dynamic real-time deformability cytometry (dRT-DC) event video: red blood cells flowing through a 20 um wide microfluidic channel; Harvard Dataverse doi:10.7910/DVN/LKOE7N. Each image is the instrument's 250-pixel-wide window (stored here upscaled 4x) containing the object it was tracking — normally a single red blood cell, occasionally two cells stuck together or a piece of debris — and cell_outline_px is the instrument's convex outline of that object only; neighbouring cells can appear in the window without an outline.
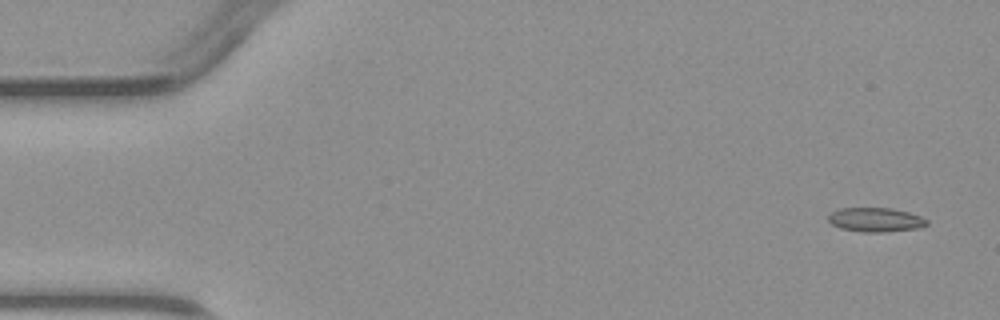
{"species": "common noctule bat (a hibernating species)", "species_latin": "Nyctalus noctula", "temperature_condition": "warm", "stored_images_in_passage": 4, "camera_frame_rate_fps": 3000, "um_per_image_px": 0.085, "animal": {"sex": "male", "body_mass_g": 23.1, "forearm_length_mm": 52.7}, "frame": {"image": 1, "passage_image": 1, "time_ms": 0.0, "image_size_px": [1000, 320], "cell_outline_px": [[928, 224], [916, 228], [884, 232], [860, 232], [840, 228], [832, 224], [828, 220], [828, 212], [840, 208], [892, 208], [908, 212], [920, 216], [928, 220]], "centroid_in_image_um": [74.38, 18.67], "position_along_channel_um": 10.6, "area_um2": 13.93}}